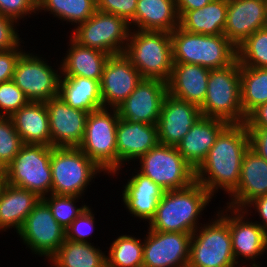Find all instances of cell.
<instances>
[{"instance_id": "cell-40", "label": "cell", "mask_w": 267, "mask_h": 267, "mask_svg": "<svg viewBox=\"0 0 267 267\" xmlns=\"http://www.w3.org/2000/svg\"><path fill=\"white\" fill-rule=\"evenodd\" d=\"M93 210L89 207L84 210L66 229V239L73 241L90 243L89 236L92 237L93 230L95 229L94 223L95 214Z\"/></svg>"}, {"instance_id": "cell-3", "label": "cell", "mask_w": 267, "mask_h": 267, "mask_svg": "<svg viewBox=\"0 0 267 267\" xmlns=\"http://www.w3.org/2000/svg\"><path fill=\"white\" fill-rule=\"evenodd\" d=\"M170 34L173 63L197 64L213 70L224 68L237 59V48L224 34L191 33L180 26Z\"/></svg>"}, {"instance_id": "cell-15", "label": "cell", "mask_w": 267, "mask_h": 267, "mask_svg": "<svg viewBox=\"0 0 267 267\" xmlns=\"http://www.w3.org/2000/svg\"><path fill=\"white\" fill-rule=\"evenodd\" d=\"M143 267H188L192 234L147 229Z\"/></svg>"}, {"instance_id": "cell-49", "label": "cell", "mask_w": 267, "mask_h": 267, "mask_svg": "<svg viewBox=\"0 0 267 267\" xmlns=\"http://www.w3.org/2000/svg\"><path fill=\"white\" fill-rule=\"evenodd\" d=\"M6 179L5 176H0V195L2 190L4 189V186L6 185Z\"/></svg>"}, {"instance_id": "cell-51", "label": "cell", "mask_w": 267, "mask_h": 267, "mask_svg": "<svg viewBox=\"0 0 267 267\" xmlns=\"http://www.w3.org/2000/svg\"><path fill=\"white\" fill-rule=\"evenodd\" d=\"M263 28L267 31V15L265 17V23H264V27Z\"/></svg>"}, {"instance_id": "cell-1", "label": "cell", "mask_w": 267, "mask_h": 267, "mask_svg": "<svg viewBox=\"0 0 267 267\" xmlns=\"http://www.w3.org/2000/svg\"><path fill=\"white\" fill-rule=\"evenodd\" d=\"M249 148L246 123L228 124L217 136L206 159L195 170V180L214 196L231 194L238 186L244 153Z\"/></svg>"}, {"instance_id": "cell-46", "label": "cell", "mask_w": 267, "mask_h": 267, "mask_svg": "<svg viewBox=\"0 0 267 267\" xmlns=\"http://www.w3.org/2000/svg\"><path fill=\"white\" fill-rule=\"evenodd\" d=\"M249 207L250 209L254 208L253 210H255V213L258 212L260 220L262 221L255 222H257L267 232V195L255 198L246 206L244 211H250Z\"/></svg>"}, {"instance_id": "cell-38", "label": "cell", "mask_w": 267, "mask_h": 267, "mask_svg": "<svg viewBox=\"0 0 267 267\" xmlns=\"http://www.w3.org/2000/svg\"><path fill=\"white\" fill-rule=\"evenodd\" d=\"M22 145L12 119L0 116V160L5 166L15 158Z\"/></svg>"}, {"instance_id": "cell-32", "label": "cell", "mask_w": 267, "mask_h": 267, "mask_svg": "<svg viewBox=\"0 0 267 267\" xmlns=\"http://www.w3.org/2000/svg\"><path fill=\"white\" fill-rule=\"evenodd\" d=\"M106 253L93 243L65 239L48 260L53 267H107Z\"/></svg>"}, {"instance_id": "cell-20", "label": "cell", "mask_w": 267, "mask_h": 267, "mask_svg": "<svg viewBox=\"0 0 267 267\" xmlns=\"http://www.w3.org/2000/svg\"><path fill=\"white\" fill-rule=\"evenodd\" d=\"M201 116L198 106L167 93L157 123L159 143L176 147Z\"/></svg>"}, {"instance_id": "cell-30", "label": "cell", "mask_w": 267, "mask_h": 267, "mask_svg": "<svg viewBox=\"0 0 267 267\" xmlns=\"http://www.w3.org/2000/svg\"><path fill=\"white\" fill-rule=\"evenodd\" d=\"M228 0H212L203 8L185 11L179 17V26L191 33L223 34L226 24Z\"/></svg>"}, {"instance_id": "cell-14", "label": "cell", "mask_w": 267, "mask_h": 267, "mask_svg": "<svg viewBox=\"0 0 267 267\" xmlns=\"http://www.w3.org/2000/svg\"><path fill=\"white\" fill-rule=\"evenodd\" d=\"M248 213V211L227 207V224L231 233L232 251L238 265L242 260V262L245 261L242 267H248L245 264L248 260L250 267H261V263L257 260L267 252V232L257 222L249 221Z\"/></svg>"}, {"instance_id": "cell-24", "label": "cell", "mask_w": 267, "mask_h": 267, "mask_svg": "<svg viewBox=\"0 0 267 267\" xmlns=\"http://www.w3.org/2000/svg\"><path fill=\"white\" fill-rule=\"evenodd\" d=\"M122 199L124 207L130 214L148 223L155 215L157 205L165 190L138 171L123 186Z\"/></svg>"}, {"instance_id": "cell-31", "label": "cell", "mask_w": 267, "mask_h": 267, "mask_svg": "<svg viewBox=\"0 0 267 267\" xmlns=\"http://www.w3.org/2000/svg\"><path fill=\"white\" fill-rule=\"evenodd\" d=\"M59 97L74 109L85 112L104 108L100 82L86 77H60Z\"/></svg>"}, {"instance_id": "cell-34", "label": "cell", "mask_w": 267, "mask_h": 267, "mask_svg": "<svg viewBox=\"0 0 267 267\" xmlns=\"http://www.w3.org/2000/svg\"><path fill=\"white\" fill-rule=\"evenodd\" d=\"M43 10L76 27L86 22L97 9L96 0H37V12Z\"/></svg>"}, {"instance_id": "cell-11", "label": "cell", "mask_w": 267, "mask_h": 267, "mask_svg": "<svg viewBox=\"0 0 267 267\" xmlns=\"http://www.w3.org/2000/svg\"><path fill=\"white\" fill-rule=\"evenodd\" d=\"M74 28L71 37L77 43L109 55L124 53L131 31L123 18L99 10Z\"/></svg>"}, {"instance_id": "cell-50", "label": "cell", "mask_w": 267, "mask_h": 267, "mask_svg": "<svg viewBox=\"0 0 267 267\" xmlns=\"http://www.w3.org/2000/svg\"><path fill=\"white\" fill-rule=\"evenodd\" d=\"M0 176H6V166L0 160Z\"/></svg>"}, {"instance_id": "cell-10", "label": "cell", "mask_w": 267, "mask_h": 267, "mask_svg": "<svg viewBox=\"0 0 267 267\" xmlns=\"http://www.w3.org/2000/svg\"><path fill=\"white\" fill-rule=\"evenodd\" d=\"M142 175L151 178L165 191L183 189L195 182V169L175 146L158 143L139 159Z\"/></svg>"}, {"instance_id": "cell-21", "label": "cell", "mask_w": 267, "mask_h": 267, "mask_svg": "<svg viewBox=\"0 0 267 267\" xmlns=\"http://www.w3.org/2000/svg\"><path fill=\"white\" fill-rule=\"evenodd\" d=\"M266 15L267 0H228L223 34L237 48L264 27Z\"/></svg>"}, {"instance_id": "cell-9", "label": "cell", "mask_w": 267, "mask_h": 267, "mask_svg": "<svg viewBox=\"0 0 267 267\" xmlns=\"http://www.w3.org/2000/svg\"><path fill=\"white\" fill-rule=\"evenodd\" d=\"M51 146L23 144L6 166V182L27 189L40 198L51 194Z\"/></svg>"}, {"instance_id": "cell-6", "label": "cell", "mask_w": 267, "mask_h": 267, "mask_svg": "<svg viewBox=\"0 0 267 267\" xmlns=\"http://www.w3.org/2000/svg\"><path fill=\"white\" fill-rule=\"evenodd\" d=\"M225 208L192 233L188 267H241L234 259Z\"/></svg>"}, {"instance_id": "cell-36", "label": "cell", "mask_w": 267, "mask_h": 267, "mask_svg": "<svg viewBox=\"0 0 267 267\" xmlns=\"http://www.w3.org/2000/svg\"><path fill=\"white\" fill-rule=\"evenodd\" d=\"M240 65L267 68V31L262 28L251 34L237 47Z\"/></svg>"}, {"instance_id": "cell-5", "label": "cell", "mask_w": 267, "mask_h": 267, "mask_svg": "<svg viewBox=\"0 0 267 267\" xmlns=\"http://www.w3.org/2000/svg\"><path fill=\"white\" fill-rule=\"evenodd\" d=\"M124 55L143 78L169 80L173 68L169 32L131 30Z\"/></svg>"}, {"instance_id": "cell-37", "label": "cell", "mask_w": 267, "mask_h": 267, "mask_svg": "<svg viewBox=\"0 0 267 267\" xmlns=\"http://www.w3.org/2000/svg\"><path fill=\"white\" fill-rule=\"evenodd\" d=\"M81 198L83 197L56 195L51 193L42 199L51 209L52 215L57 222L66 230L71 223L88 208L85 203L80 207H76V204L74 203H77Z\"/></svg>"}, {"instance_id": "cell-13", "label": "cell", "mask_w": 267, "mask_h": 267, "mask_svg": "<svg viewBox=\"0 0 267 267\" xmlns=\"http://www.w3.org/2000/svg\"><path fill=\"white\" fill-rule=\"evenodd\" d=\"M17 235L33 254L49 260L65 242L66 230L57 222L51 209L41 198L26 217Z\"/></svg>"}, {"instance_id": "cell-27", "label": "cell", "mask_w": 267, "mask_h": 267, "mask_svg": "<svg viewBox=\"0 0 267 267\" xmlns=\"http://www.w3.org/2000/svg\"><path fill=\"white\" fill-rule=\"evenodd\" d=\"M10 118L23 144L51 146L49 117L45 102L29 101Z\"/></svg>"}, {"instance_id": "cell-16", "label": "cell", "mask_w": 267, "mask_h": 267, "mask_svg": "<svg viewBox=\"0 0 267 267\" xmlns=\"http://www.w3.org/2000/svg\"><path fill=\"white\" fill-rule=\"evenodd\" d=\"M167 93V82L143 78L135 90L117 107L119 118L157 124Z\"/></svg>"}, {"instance_id": "cell-2", "label": "cell", "mask_w": 267, "mask_h": 267, "mask_svg": "<svg viewBox=\"0 0 267 267\" xmlns=\"http://www.w3.org/2000/svg\"><path fill=\"white\" fill-rule=\"evenodd\" d=\"M212 197L197 181L183 189L165 191L148 228L158 232L192 234L202 225L200 215Z\"/></svg>"}, {"instance_id": "cell-19", "label": "cell", "mask_w": 267, "mask_h": 267, "mask_svg": "<svg viewBox=\"0 0 267 267\" xmlns=\"http://www.w3.org/2000/svg\"><path fill=\"white\" fill-rule=\"evenodd\" d=\"M158 143L157 124L119 118L116 130L117 171L112 174V177L119 175V171L125 163L127 165L132 161L135 163Z\"/></svg>"}, {"instance_id": "cell-26", "label": "cell", "mask_w": 267, "mask_h": 267, "mask_svg": "<svg viewBox=\"0 0 267 267\" xmlns=\"http://www.w3.org/2000/svg\"><path fill=\"white\" fill-rule=\"evenodd\" d=\"M67 53L60 61L61 77H86L101 81L104 66L110 57L100 50L82 46L71 36Z\"/></svg>"}, {"instance_id": "cell-23", "label": "cell", "mask_w": 267, "mask_h": 267, "mask_svg": "<svg viewBox=\"0 0 267 267\" xmlns=\"http://www.w3.org/2000/svg\"><path fill=\"white\" fill-rule=\"evenodd\" d=\"M227 125L228 123L224 120L201 116L176 148L196 170L206 159L217 136Z\"/></svg>"}, {"instance_id": "cell-7", "label": "cell", "mask_w": 267, "mask_h": 267, "mask_svg": "<svg viewBox=\"0 0 267 267\" xmlns=\"http://www.w3.org/2000/svg\"><path fill=\"white\" fill-rule=\"evenodd\" d=\"M52 194L84 196L90 182L101 170L78 147H52ZM99 173V174H98Z\"/></svg>"}, {"instance_id": "cell-35", "label": "cell", "mask_w": 267, "mask_h": 267, "mask_svg": "<svg viewBox=\"0 0 267 267\" xmlns=\"http://www.w3.org/2000/svg\"><path fill=\"white\" fill-rule=\"evenodd\" d=\"M143 238L123 234L115 238L106 256L107 267H143Z\"/></svg>"}, {"instance_id": "cell-25", "label": "cell", "mask_w": 267, "mask_h": 267, "mask_svg": "<svg viewBox=\"0 0 267 267\" xmlns=\"http://www.w3.org/2000/svg\"><path fill=\"white\" fill-rule=\"evenodd\" d=\"M210 69L197 64L173 63L167 81V91L172 96L200 107L206 97Z\"/></svg>"}, {"instance_id": "cell-4", "label": "cell", "mask_w": 267, "mask_h": 267, "mask_svg": "<svg viewBox=\"0 0 267 267\" xmlns=\"http://www.w3.org/2000/svg\"><path fill=\"white\" fill-rule=\"evenodd\" d=\"M202 116L217 118L228 124L246 123L241 104L240 64L210 70L206 97L199 107Z\"/></svg>"}, {"instance_id": "cell-41", "label": "cell", "mask_w": 267, "mask_h": 267, "mask_svg": "<svg viewBox=\"0 0 267 267\" xmlns=\"http://www.w3.org/2000/svg\"><path fill=\"white\" fill-rule=\"evenodd\" d=\"M137 2L138 0H96V9L123 18L132 30L135 26Z\"/></svg>"}, {"instance_id": "cell-48", "label": "cell", "mask_w": 267, "mask_h": 267, "mask_svg": "<svg viewBox=\"0 0 267 267\" xmlns=\"http://www.w3.org/2000/svg\"><path fill=\"white\" fill-rule=\"evenodd\" d=\"M212 0H175L178 16L180 17L185 11L203 8Z\"/></svg>"}, {"instance_id": "cell-33", "label": "cell", "mask_w": 267, "mask_h": 267, "mask_svg": "<svg viewBox=\"0 0 267 267\" xmlns=\"http://www.w3.org/2000/svg\"><path fill=\"white\" fill-rule=\"evenodd\" d=\"M240 90L242 110L248 117L267 103V68L240 65Z\"/></svg>"}, {"instance_id": "cell-45", "label": "cell", "mask_w": 267, "mask_h": 267, "mask_svg": "<svg viewBox=\"0 0 267 267\" xmlns=\"http://www.w3.org/2000/svg\"><path fill=\"white\" fill-rule=\"evenodd\" d=\"M249 148L267 161V128L247 127Z\"/></svg>"}, {"instance_id": "cell-12", "label": "cell", "mask_w": 267, "mask_h": 267, "mask_svg": "<svg viewBox=\"0 0 267 267\" xmlns=\"http://www.w3.org/2000/svg\"><path fill=\"white\" fill-rule=\"evenodd\" d=\"M40 56L24 51L17 61L12 78L26 98L34 102H45L59 95L61 66L56 70Z\"/></svg>"}, {"instance_id": "cell-39", "label": "cell", "mask_w": 267, "mask_h": 267, "mask_svg": "<svg viewBox=\"0 0 267 267\" xmlns=\"http://www.w3.org/2000/svg\"><path fill=\"white\" fill-rule=\"evenodd\" d=\"M28 102L23 91L12 80L0 83V116L10 117Z\"/></svg>"}, {"instance_id": "cell-28", "label": "cell", "mask_w": 267, "mask_h": 267, "mask_svg": "<svg viewBox=\"0 0 267 267\" xmlns=\"http://www.w3.org/2000/svg\"><path fill=\"white\" fill-rule=\"evenodd\" d=\"M40 200L36 193L6 183L0 195V231L13 227L18 234L26 217Z\"/></svg>"}, {"instance_id": "cell-8", "label": "cell", "mask_w": 267, "mask_h": 267, "mask_svg": "<svg viewBox=\"0 0 267 267\" xmlns=\"http://www.w3.org/2000/svg\"><path fill=\"white\" fill-rule=\"evenodd\" d=\"M118 120L117 108H100L89 112L85 134L78 147L108 176L117 171Z\"/></svg>"}, {"instance_id": "cell-47", "label": "cell", "mask_w": 267, "mask_h": 267, "mask_svg": "<svg viewBox=\"0 0 267 267\" xmlns=\"http://www.w3.org/2000/svg\"><path fill=\"white\" fill-rule=\"evenodd\" d=\"M247 127H266L267 128V103L255 109L246 120Z\"/></svg>"}, {"instance_id": "cell-43", "label": "cell", "mask_w": 267, "mask_h": 267, "mask_svg": "<svg viewBox=\"0 0 267 267\" xmlns=\"http://www.w3.org/2000/svg\"><path fill=\"white\" fill-rule=\"evenodd\" d=\"M19 24L14 19L0 14V51H7L17 48L23 40L17 32Z\"/></svg>"}, {"instance_id": "cell-22", "label": "cell", "mask_w": 267, "mask_h": 267, "mask_svg": "<svg viewBox=\"0 0 267 267\" xmlns=\"http://www.w3.org/2000/svg\"><path fill=\"white\" fill-rule=\"evenodd\" d=\"M267 195V161L252 149L244 153L237 188L228 196L227 207L244 210L255 198Z\"/></svg>"}, {"instance_id": "cell-42", "label": "cell", "mask_w": 267, "mask_h": 267, "mask_svg": "<svg viewBox=\"0 0 267 267\" xmlns=\"http://www.w3.org/2000/svg\"><path fill=\"white\" fill-rule=\"evenodd\" d=\"M37 13V0H0V14L16 22Z\"/></svg>"}, {"instance_id": "cell-17", "label": "cell", "mask_w": 267, "mask_h": 267, "mask_svg": "<svg viewBox=\"0 0 267 267\" xmlns=\"http://www.w3.org/2000/svg\"><path fill=\"white\" fill-rule=\"evenodd\" d=\"M143 77L123 54L110 55L100 81L104 108H117L137 87Z\"/></svg>"}, {"instance_id": "cell-29", "label": "cell", "mask_w": 267, "mask_h": 267, "mask_svg": "<svg viewBox=\"0 0 267 267\" xmlns=\"http://www.w3.org/2000/svg\"><path fill=\"white\" fill-rule=\"evenodd\" d=\"M178 26L175 0H138L134 30L171 33Z\"/></svg>"}, {"instance_id": "cell-44", "label": "cell", "mask_w": 267, "mask_h": 267, "mask_svg": "<svg viewBox=\"0 0 267 267\" xmlns=\"http://www.w3.org/2000/svg\"><path fill=\"white\" fill-rule=\"evenodd\" d=\"M21 44L11 50L0 51V83L12 80L19 57L25 51Z\"/></svg>"}, {"instance_id": "cell-18", "label": "cell", "mask_w": 267, "mask_h": 267, "mask_svg": "<svg viewBox=\"0 0 267 267\" xmlns=\"http://www.w3.org/2000/svg\"><path fill=\"white\" fill-rule=\"evenodd\" d=\"M48 110L52 147H79L88 112L67 105L59 95L45 101Z\"/></svg>"}]
</instances>
